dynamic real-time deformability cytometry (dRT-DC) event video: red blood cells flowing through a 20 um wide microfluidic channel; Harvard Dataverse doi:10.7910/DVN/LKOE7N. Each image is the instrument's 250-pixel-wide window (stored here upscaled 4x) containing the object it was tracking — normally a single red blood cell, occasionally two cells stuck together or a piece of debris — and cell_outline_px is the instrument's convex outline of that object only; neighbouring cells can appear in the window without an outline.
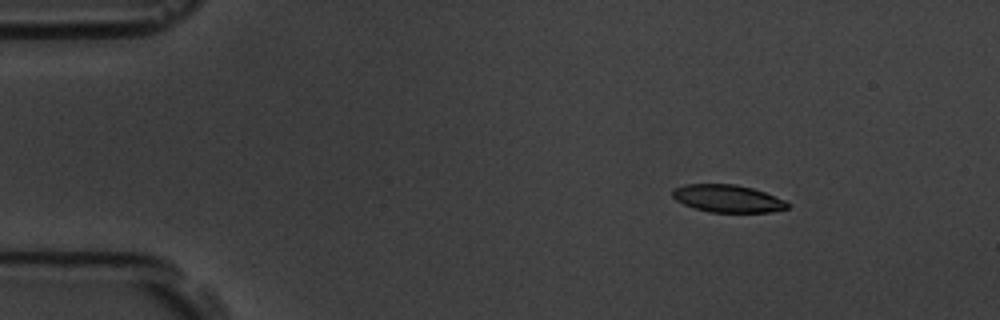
{"species": "common noctule bat (a hibernating species)", "species_latin": "Nyctalus noctula", "temperature_condition": "room temperature", "stored_images_in_passage": 6, "camera_frame_rate_fps": 3000, "um_per_image_px": 0.085, "animal": {"sex": "male", "body_mass_g": 19.5, "forearm_length_mm": 54.6}, "frame": {"image": 1, "passage_image": 3, "time_ms": 2.333, "image_size_px": [1000, 320], "cell_outline_px": [[788, 208], [768, 212], [708, 212], [684, 204], [676, 200], [672, 196], [672, 192], [676, 188], [684, 184], [736, 184], [752, 188], [764, 192], [784, 200], [788, 204]], "centroid_in_image_um": [61.83, 16.87], "position_along_channel_um": 23.2, "area_um2": 18.21}}